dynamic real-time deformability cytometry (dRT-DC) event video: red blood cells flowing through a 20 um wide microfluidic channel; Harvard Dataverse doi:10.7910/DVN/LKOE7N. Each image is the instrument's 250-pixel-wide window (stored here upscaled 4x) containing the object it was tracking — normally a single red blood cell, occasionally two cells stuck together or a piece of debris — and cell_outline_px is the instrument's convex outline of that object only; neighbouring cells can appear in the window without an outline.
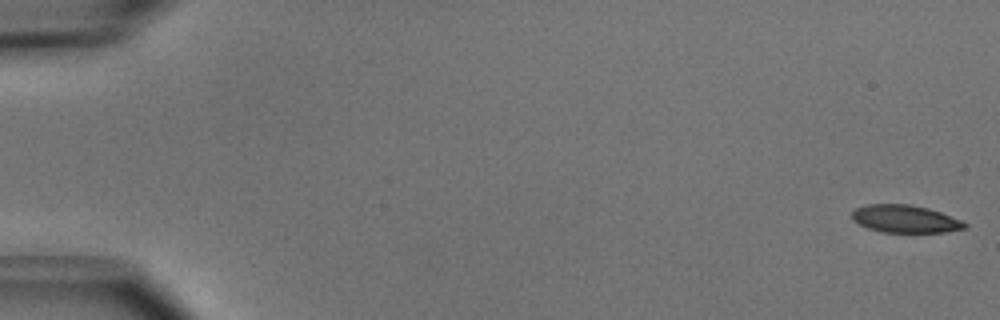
{"species": "common noctule bat (a hibernating species)", "species_latin": "Nyctalus noctula", "temperature_condition": "cold", "stored_images_in_passage": 51, "camera_frame_rate_fps": 3000, "um_per_image_px": 0.085, "animal": {"sex": "male", "body_mass_g": 15.6}, "frame": {"image": 1, "passage_image": 1, "time_ms": 0.0, "image_size_px": [1000, 320], "cell_outline_px": [[968, 224], [964, 228], [944, 232], [884, 232], [868, 228], [852, 220], [852, 212], [856, 208], [868, 204], [908, 204], [928, 208], [940, 212], [960, 220]], "centroid_in_image_um": [76.91, 18.6], "position_along_channel_um": 8.1, "area_um2": 17.92}}
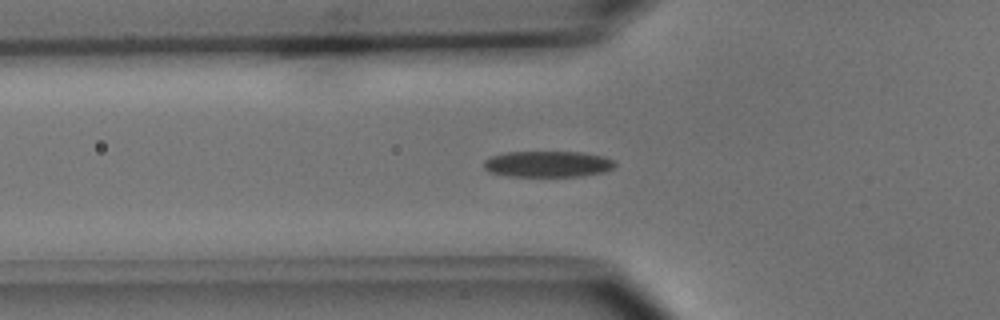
{"frame": {"image": 2, "passage_image": 18, "time_ms": 5.667, "image_size_px": [1000, 320], "cell_outline_px": [[616, 164], [612, 168], [604, 172], [580, 176], [508, 176], [488, 172], [484, 168], [484, 160], [492, 156], [504, 152], [580, 152], [604, 156], [616, 160]], "centroid_in_image_um": [46.56, 13.94], "position_along_channel_um": 79.2, "area_um2": 20.06}}
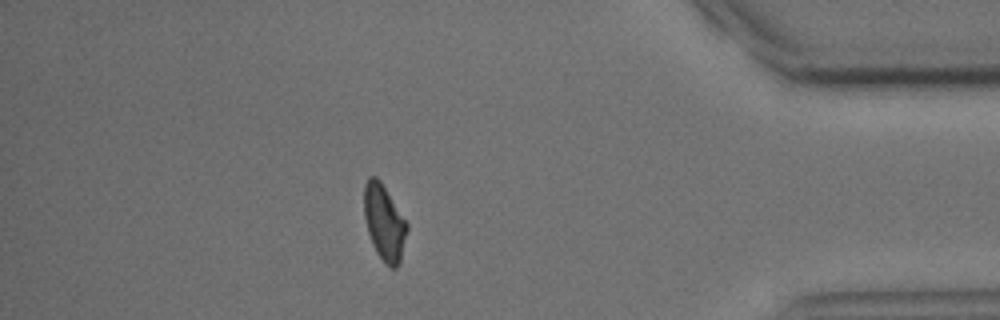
{"frame": {"image": 3, "passage_image": 45, "time_ms": 14.667, "image_size_px": [1000, 320], "cell_outline_px": [[408, 228], [400, 260], [396, 268], [392, 268], [376, 252], [372, 244], [368, 232], [364, 216], [364, 184], [368, 176], [376, 176], [380, 180], [408, 224]], "centroid_in_image_um": [32.64, 18.87], "position_along_channel_um": 402.6, "area_um2": 18.67}, "authors_computed_cell_mechanics": {"area_um2": 19.4786, "velocity_mm_per_s": 3.9775, "shape_relaxation_time_tau1_ms": 2.9241, "shape_relaxation_time_tau2_ms": 4.9977, "deformation_change_tau1": 0.1274, "deformation_change_tau2": 0.1254}}